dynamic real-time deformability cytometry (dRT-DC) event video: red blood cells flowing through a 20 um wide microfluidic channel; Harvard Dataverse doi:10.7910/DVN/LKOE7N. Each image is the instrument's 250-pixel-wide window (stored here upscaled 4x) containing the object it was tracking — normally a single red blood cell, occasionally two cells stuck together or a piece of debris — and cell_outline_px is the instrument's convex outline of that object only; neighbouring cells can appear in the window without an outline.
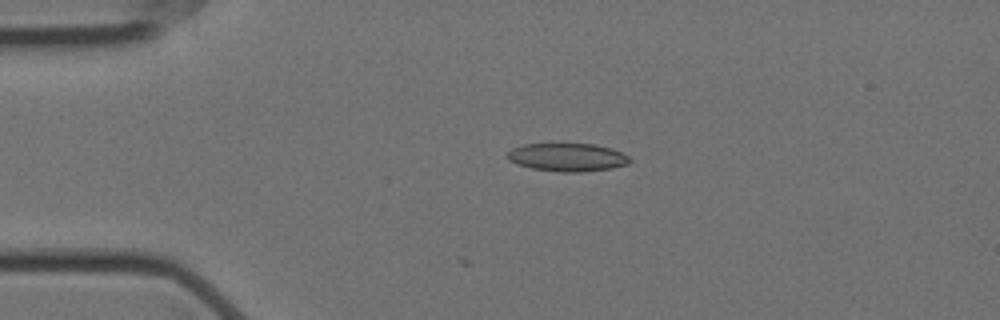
{"species": "Egyptian fruit bat (a non-hibernating species)", "species_latin": "Rousettus aegyptiacus", "temperature_condition": "cold", "stored_images_in_passage": 5, "camera_frame_rate_fps": 3000, "um_per_image_px": 0.085, "animal": {"sex": "female"}, "frame": {"image": 1, "passage_image": 1, "time_ms": 0.0, "image_size_px": [1000, 320], "cell_outline_px": [[632, 160], [628, 164], [612, 168], [580, 172], [560, 172], [532, 168], [516, 164], [508, 160], [508, 152], [512, 148], [524, 144], [592, 144], [612, 148], [628, 156]], "centroid_in_image_um": [48.23, 13.37], "position_along_channel_um": 36.8, "area_um2": 20.0}}